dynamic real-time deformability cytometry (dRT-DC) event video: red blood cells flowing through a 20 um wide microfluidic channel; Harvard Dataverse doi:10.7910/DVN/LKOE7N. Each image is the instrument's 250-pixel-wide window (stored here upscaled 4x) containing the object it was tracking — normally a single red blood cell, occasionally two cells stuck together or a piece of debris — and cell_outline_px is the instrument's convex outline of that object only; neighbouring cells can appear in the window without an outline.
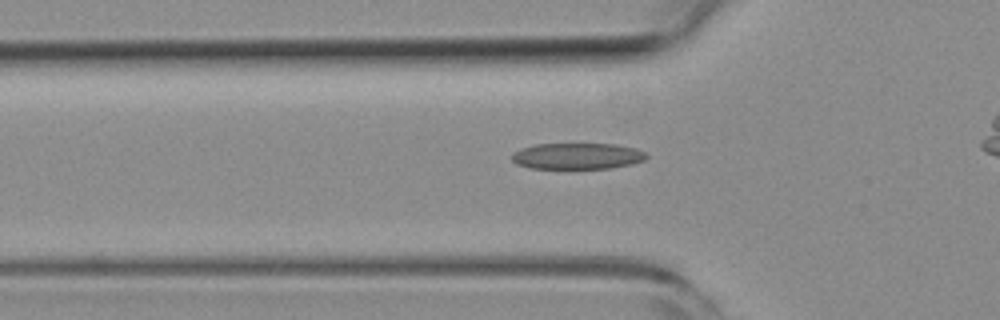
{"species": "common noctule bat (a hibernating species)", "species_latin": "Nyctalus noctula", "temperature_condition": "room temperature", "stored_images_in_passage": 44, "camera_frame_rate_fps": 3000, "um_per_image_px": 0.085, "animal": {"sex": "female", "body_mass_g": 19.3, "forearm_length_mm": 54.1}, "frame": {"image": 1, "passage_image": 18, "time_ms": 5.667, "image_size_px": [1000, 320], "cell_outline_px": [[648, 156], [644, 160], [632, 164], [608, 168], [532, 168], [516, 164], [512, 160], [512, 156], [520, 148], [536, 144], [616, 144], [636, 148], [644, 152]], "centroid_in_image_um": [49.08, 13.26], "position_along_channel_um": 76.7, "area_um2": 20.4}}
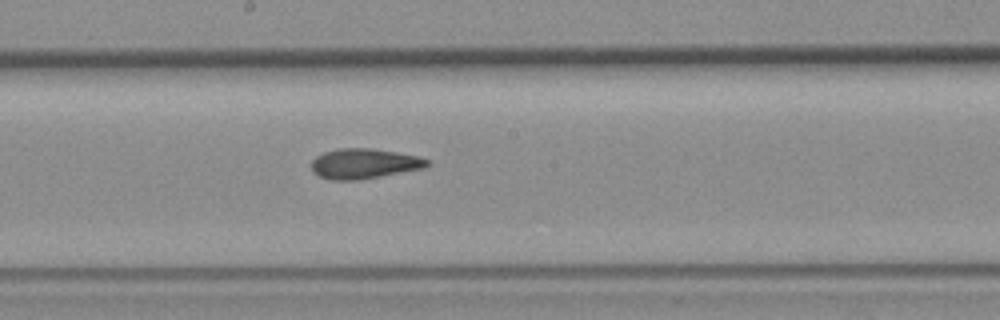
{"frame": {"image": 2, "passage_image": 29, "time_ms": 9.333, "image_size_px": [1000, 320], "cell_outline_px": [[428, 164], [424, 168], [380, 176], [356, 180], [332, 180], [320, 176], [312, 172], [312, 160], [316, 156], [324, 152], [340, 148], [372, 148], [396, 152], [416, 156], [428, 160]], "centroid_in_image_um": [30.91, 13.9], "position_along_channel_um": 217.3, "area_um2": 20.06}}
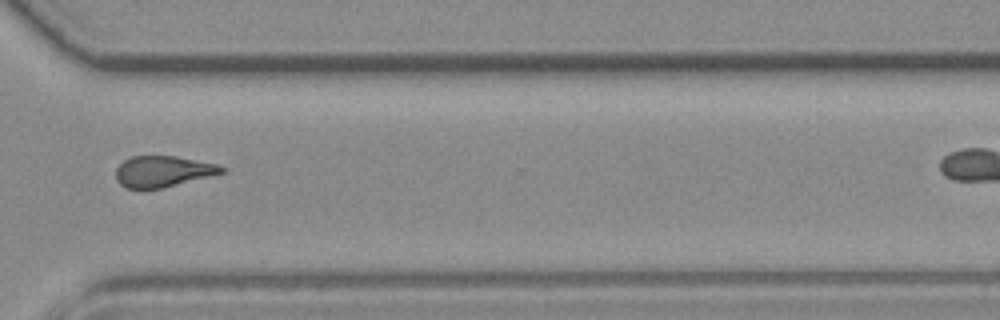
{"frame": {"image": 3, "passage_image": 40, "time_ms": 13.0, "image_size_px": [1000, 320], "cell_outline_px": [[228, 168], [224, 172], [160, 188], [128, 188], [120, 184], [116, 180], [116, 168], [124, 160], [132, 156], [176, 156], [216, 164]], "centroid_in_image_um": [13.82, 14.55], "position_along_channel_um": 356.8, "area_um2": 18.79}}